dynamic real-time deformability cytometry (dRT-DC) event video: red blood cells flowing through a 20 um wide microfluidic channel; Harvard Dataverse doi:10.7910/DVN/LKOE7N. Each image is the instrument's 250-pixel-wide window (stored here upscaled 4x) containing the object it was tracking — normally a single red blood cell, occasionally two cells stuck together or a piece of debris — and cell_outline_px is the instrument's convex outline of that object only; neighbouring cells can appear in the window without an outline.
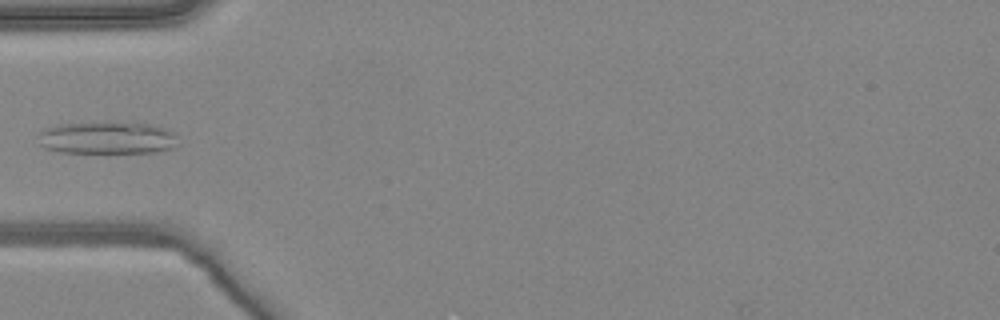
{"species": "common noctule bat (a hibernating species)", "species_latin": "Nyctalus noctula", "temperature_condition": "warm", "stored_images_in_passage": 6, "camera_frame_rate_fps": 3000, "um_per_image_px": 0.085, "animal": {"sex": "female", "body_mass_g": 24.6, "forearm_length_mm": 56.2}, "frame": {"image": 1, "passage_image": 5, "time_ms": 1.333, "image_size_px": [1000, 320], "cell_outline_px": [[180, 144], [172, 148], [160, 152], [60, 152], [44, 148], [40, 144], [40, 132], [44, 128], [56, 124], [108, 120], [132, 120], [152, 124], [164, 128], [172, 132], [176, 136]], "centroid_in_image_um": [9.16, 11.66], "position_along_channel_um": 75.8, "area_um2": 27.51}}